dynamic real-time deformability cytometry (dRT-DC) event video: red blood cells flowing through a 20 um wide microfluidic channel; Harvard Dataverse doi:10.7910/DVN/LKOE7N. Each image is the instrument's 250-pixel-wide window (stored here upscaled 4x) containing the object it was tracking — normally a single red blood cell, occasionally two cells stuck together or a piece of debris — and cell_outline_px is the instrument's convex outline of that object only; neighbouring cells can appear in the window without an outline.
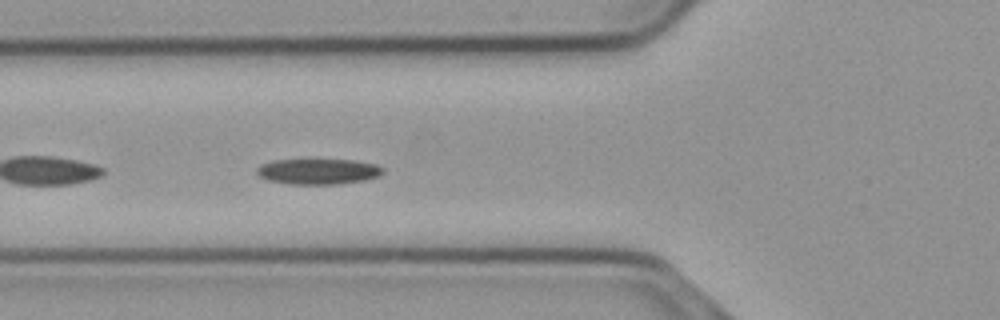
{"species": "common noctule bat (a hibernating species)", "species_latin": "Nyctalus noctula", "temperature_condition": "cold", "stored_images_in_passage": 55, "camera_frame_rate_fps": 3000, "um_per_image_px": 0.085, "animal": {"sex": "male", "body_mass_g": 23.1, "forearm_length_mm": 52.7}, "frame": {"image": 1, "passage_image": 20, "time_ms": 6.333, "image_size_px": [1000, 320], "cell_outline_px": [[384, 172], [380, 176], [364, 180], [340, 184], [288, 184], [268, 180], [260, 176], [256, 172], [256, 168], [260, 164], [272, 160], [352, 160], [376, 164], [384, 168]], "centroid_in_image_um": [27.05, 14.58], "position_along_channel_um": 98.8, "area_um2": 18.9}}
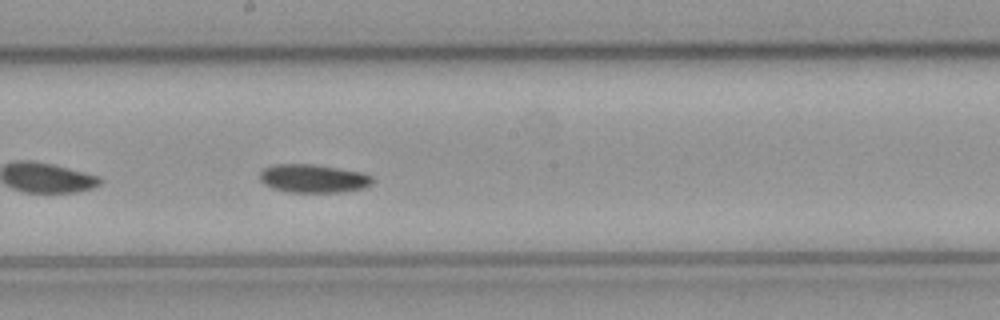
{"frame": {"image": 2, "passage_image": 30, "time_ms": 9.667, "image_size_px": [1000, 320], "cell_outline_px": [[376, 180], [372, 184], [364, 188], [344, 192], [288, 192], [272, 188], [264, 184], [260, 180], [260, 172], [264, 168], [276, 164], [312, 164], [360, 172], [372, 176]], "centroid_in_image_um": [26.65, 15.18], "position_along_channel_um": 221.6, "area_um2": 18.67}}
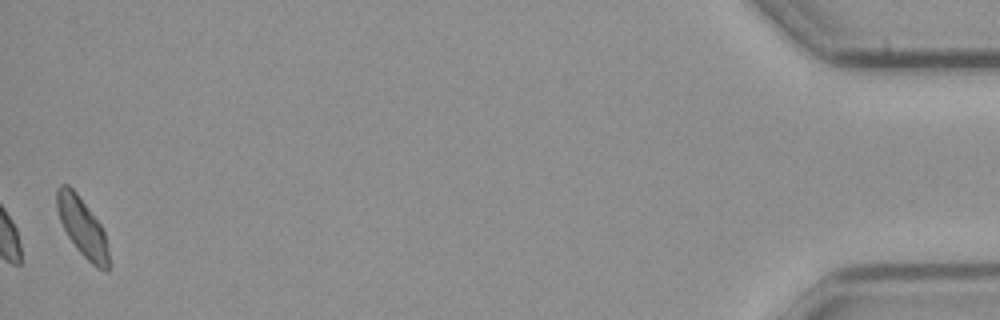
{"frame": {"image": 3, "passage_image": 55, "time_ms": 18.0, "image_size_px": [1000, 320], "cell_outline_px": [[108, 272], [104, 272], [96, 268], [76, 248], [68, 236], [60, 220], [56, 208], [56, 188], [60, 184], [68, 184], [76, 192], [100, 224], [104, 232], [108, 252]], "centroid_in_image_um": [6.97, 19.3], "position_along_channel_um": 428.2, "area_um2": 17.57}, "authors_computed_cell_mechanics": {"area_um2": 18.9006, "velocity_mm_per_s": 3.6666, "shape_relaxation_time_tau1_ms": 7.4402, "shape_relaxation_time_tau2_ms": null, "deformation_change_tau1": 0.124, "deformation_change_tau2": null}}